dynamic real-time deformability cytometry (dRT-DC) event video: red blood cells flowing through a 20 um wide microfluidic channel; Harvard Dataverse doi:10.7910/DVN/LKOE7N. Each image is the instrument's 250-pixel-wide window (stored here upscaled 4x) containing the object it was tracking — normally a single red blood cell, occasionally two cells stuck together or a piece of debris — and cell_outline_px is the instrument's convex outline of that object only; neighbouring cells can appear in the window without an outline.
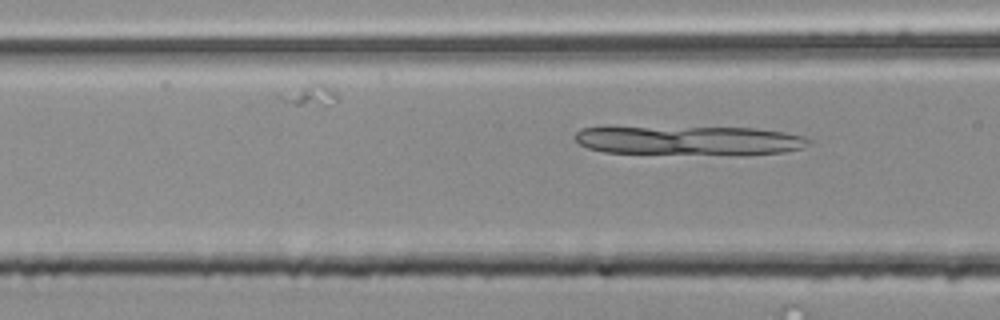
{"species": "common noctule bat (a hibernating species)", "species_latin": "Nyctalus noctula", "temperature_condition": "room temperature", "stored_images_in_passage": 7, "segment_of_instrument_passage": [3, 3], "camera_frame_rate_fps": 3000, "um_per_image_px": 0.085, "animal": {"sex": "male", "body_mass_g": 20.4}, "frame": {"image": 1, "passage_image": 7, "time_ms": 2.0, "image_size_px": [1000, 320], "cell_outline_px": [[812, 140], [804, 148], [784, 152], [604, 152], [588, 148], [580, 144], [572, 136], [580, 128], [756, 128], [784, 132], [804, 136]], "centroid_in_image_um": [58.58, 11.9], "position_along_channel_um": 108.0, "area_um2": 37.51}}